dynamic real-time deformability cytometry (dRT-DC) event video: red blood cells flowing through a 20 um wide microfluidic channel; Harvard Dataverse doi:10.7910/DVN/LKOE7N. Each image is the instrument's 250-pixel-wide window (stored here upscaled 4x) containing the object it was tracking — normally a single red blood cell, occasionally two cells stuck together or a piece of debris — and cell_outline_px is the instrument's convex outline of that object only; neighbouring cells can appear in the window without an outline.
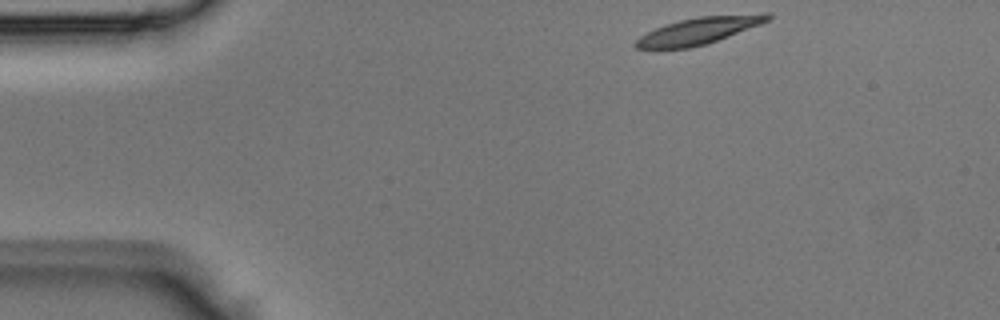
{"species": "Egyptian fruit bat (a non-hibernating species)", "species_latin": "Rousettus aegyptiacus", "temperature_condition": "room temperature", "stored_images_in_passage": 3, "camera_frame_rate_fps": 3000, "um_per_image_px": 0.085, "animal": {"sex": "male"}, "frame": {"image": 1, "passage_image": 1, "time_ms": 0.0, "image_size_px": [1000, 320], "cell_outline_px": [[772, 16], [768, 20], [760, 24], [728, 36], [704, 44], [688, 48], [636, 48], [632, 44], [640, 36], [656, 28], [680, 20], [700, 16], [760, 12], [772, 12]], "centroid_in_image_um": [59.46, 2.58], "position_along_channel_um": 25.5, "area_um2": 20.46}}
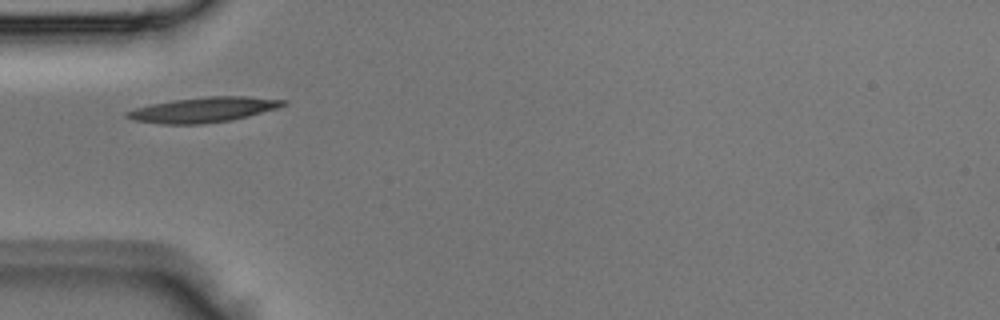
{"frame": {"image": 2, "passage_image": 3, "time_ms": 0.667, "image_size_px": [1000, 320], "cell_outline_px": [[288, 104], [280, 108], [232, 120], [204, 124], [160, 124], [132, 120], [124, 116], [124, 112], [136, 108], [152, 104], [176, 100], [208, 96], [244, 96], [288, 100]], "centroid_in_image_um": [17.33, 9.33], "position_along_channel_um": 67.7, "area_um2": 23.0}}